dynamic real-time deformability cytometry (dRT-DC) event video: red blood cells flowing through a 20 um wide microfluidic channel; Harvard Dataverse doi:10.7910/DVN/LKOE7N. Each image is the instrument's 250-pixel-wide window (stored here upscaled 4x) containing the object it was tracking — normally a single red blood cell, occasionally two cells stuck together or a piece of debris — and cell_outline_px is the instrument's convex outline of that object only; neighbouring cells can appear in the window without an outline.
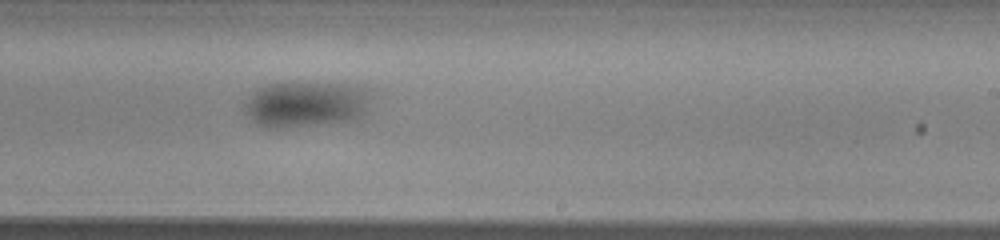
{"species": "common noctule bat (a hibernating species)", "species_latin": "Nyctalus noctula", "temperature_condition": "warm", "stored_images_in_passage": 52, "camera_frame_rate_fps": 3000, "um_per_image_px": 0.085, "animal": {"sex": "male", "body_mass_g": 13.0, "forearm_length_mm": 53.1}, "frame": {"image": 1, "passage_image": 31, "time_ms": 10.0, "image_size_px": [1000, 240], "cell_outline_px": [[376, 92], [364, 116], [356, 120], [280, 128], [264, 128], [248, 112], [244, 104], [260, 88], [268, 84], [348, 84], [364, 88]], "centroid_in_image_um": [26.18, 8.87], "position_along_channel_um": 262.8, "area_um2": 33.35}}
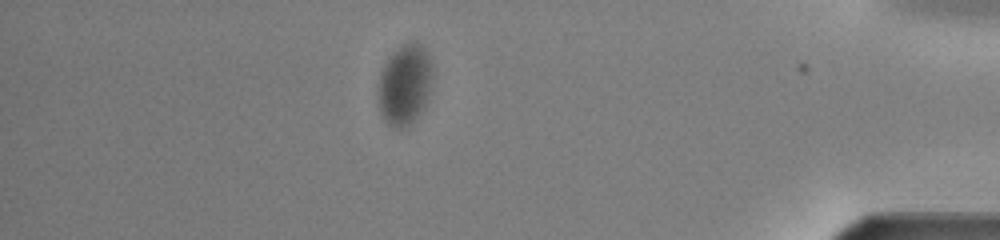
{"frame": {"image": 2, "passage_image": 45, "time_ms": 14.667, "image_size_px": [1000, 240], "cell_outline_px": [[432, 76], [428, 100], [424, 108], [408, 128], [396, 128], [388, 124], [384, 120], [380, 112], [376, 96], [380, 72], [384, 64], [392, 52], [400, 44], [416, 40], [428, 52], [432, 64]], "centroid_in_image_um": [34.39, 7.19], "position_along_channel_um": 400.8, "area_um2": 26.41}}
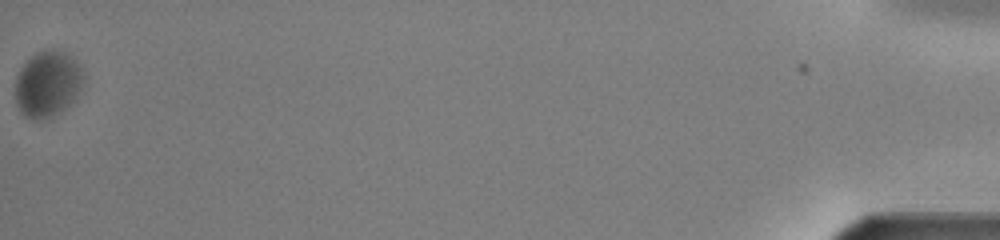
{"frame": {"image": 3, "passage_image": 52, "time_ms": 17.0, "image_size_px": [1000, 240], "cell_outline_px": [[84, 84], [76, 96], [64, 108], [40, 120], [32, 120], [24, 116], [20, 112], [16, 104], [16, 76], [20, 68], [36, 52], [44, 48], [52, 48], [64, 52], [84, 72]], "centroid_in_image_um": [4.02, 7.11], "position_along_channel_um": 431.2, "area_um2": 26.01}}